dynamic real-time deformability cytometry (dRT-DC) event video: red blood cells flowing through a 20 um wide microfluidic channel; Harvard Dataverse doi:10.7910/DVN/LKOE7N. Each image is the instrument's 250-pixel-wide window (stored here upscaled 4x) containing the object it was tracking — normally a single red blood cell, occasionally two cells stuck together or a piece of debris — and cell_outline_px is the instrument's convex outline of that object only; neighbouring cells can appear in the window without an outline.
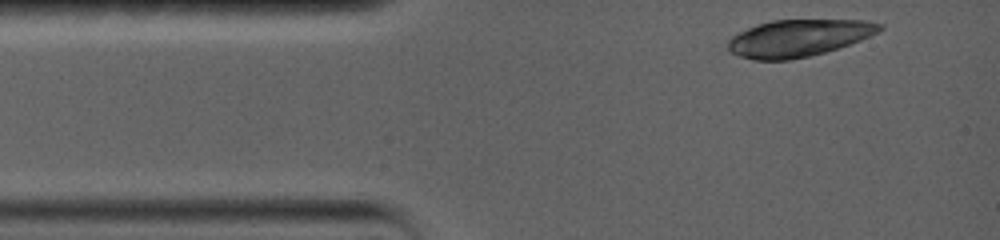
{"species": "common noctule bat (a hibernating species)", "species_latin": "Nyctalus noctula", "temperature_condition": "warm", "stored_images_in_passage": 1, "camera_frame_rate_fps": 5000, "um_per_image_px": 0.085, "animal": {"sex": "female", "body_mass_g": 19.0, "forearm_length_mm": 56.7}, "frame": {"image": 1, "passage_image": 1, "time_ms": 0.0, "image_size_px": [1000, 240], "cell_outline_px": [[884, 28], [860, 40], [824, 52], [808, 56], [788, 60], [752, 60], [728, 52], [728, 40], [732, 36], [748, 28], [772, 20], [868, 20], [884, 24]], "centroid_in_image_um": [67.86, 3.23], "position_along_channel_um": 17.1, "area_um2": 32.43}}